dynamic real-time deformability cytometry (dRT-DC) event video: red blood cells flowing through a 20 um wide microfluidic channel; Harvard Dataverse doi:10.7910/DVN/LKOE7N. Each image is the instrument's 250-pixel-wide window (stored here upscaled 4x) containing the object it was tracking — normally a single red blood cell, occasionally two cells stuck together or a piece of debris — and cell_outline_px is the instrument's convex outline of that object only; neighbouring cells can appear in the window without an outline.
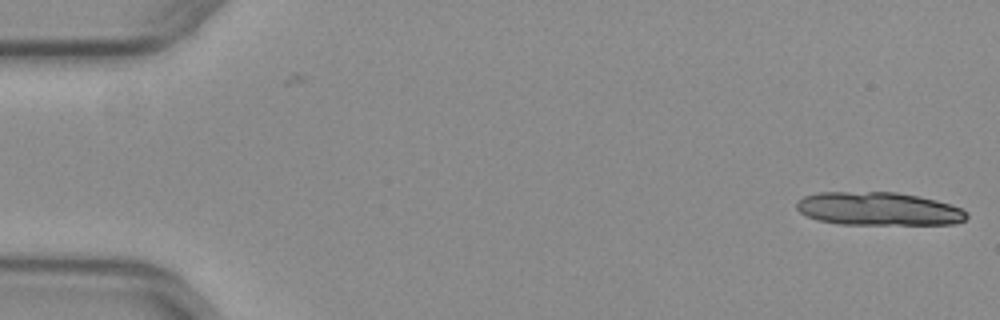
{"species": "common noctule bat (a hibernating species)", "species_latin": "Nyctalus noctula", "temperature_condition": "warm", "stored_images_in_passage": 2, "camera_frame_rate_fps": 3000, "um_per_image_px": 0.085, "animal": {"sex": "female", "body_mass_g": 29.2, "forearm_length_mm": 56.3}, "frame": {"image": 1, "passage_image": 2, "time_ms": 0.333, "image_size_px": [1000, 320], "cell_outline_px": [[968, 216], [964, 220], [956, 224], [840, 224], [816, 220], [800, 212], [796, 208], [796, 204], [804, 196], [816, 192], [896, 192], [920, 196], [936, 200], [960, 208], [968, 212]], "centroid_in_image_um": [74.67, 17.75], "position_along_channel_um": 10.3, "area_um2": 33.0}}